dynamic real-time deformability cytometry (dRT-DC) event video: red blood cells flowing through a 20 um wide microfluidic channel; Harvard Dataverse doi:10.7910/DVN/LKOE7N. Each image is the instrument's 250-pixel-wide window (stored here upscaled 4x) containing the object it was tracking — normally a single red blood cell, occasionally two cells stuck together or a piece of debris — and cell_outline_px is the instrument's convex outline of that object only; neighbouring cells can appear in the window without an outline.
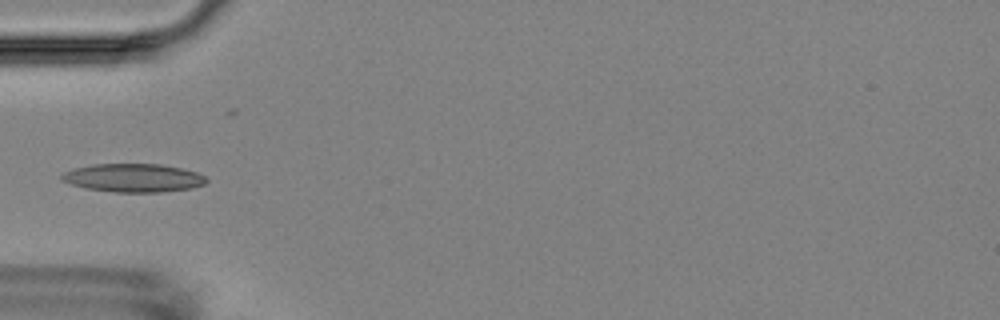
{"species": "Egyptian fruit bat (a non-hibernating species)", "species_latin": "Rousettus aegyptiacus", "temperature_condition": "room temperature", "stored_images_in_passage": 9, "camera_frame_rate_fps": 3000, "um_per_image_px": 0.085, "animal": {"sex": "female"}, "frame": {"image": 1, "passage_image": 1, "time_ms": 0.0, "image_size_px": [1000, 320], "cell_outline_px": [[208, 180], [204, 184], [192, 188], [160, 192], [112, 192], [84, 188], [60, 180], [60, 176], [64, 172], [72, 168], [92, 164], [160, 164], [184, 168], [196, 172], [204, 176]], "centroid_in_image_um": [11.31, 15.11], "position_along_channel_um": 73.7, "area_um2": 24.1}}
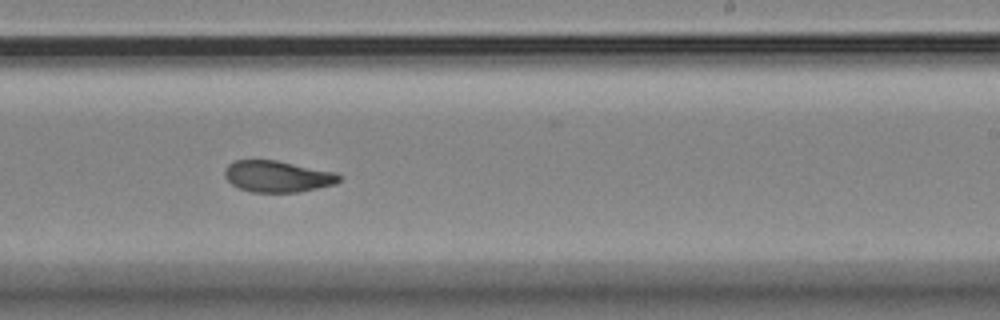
{"frame": {"image": 2, "passage_image": 6, "time_ms": 5.333, "image_size_px": [1000, 320], "cell_outline_px": [[340, 180], [336, 184], [300, 192], [252, 192], [240, 188], [232, 184], [224, 176], [224, 172], [228, 164], [236, 160], [276, 160], [336, 172], [340, 176]], "centroid_in_image_um": [23.6, 14.99], "position_along_channel_um": 265.4, "area_um2": 20.92}}
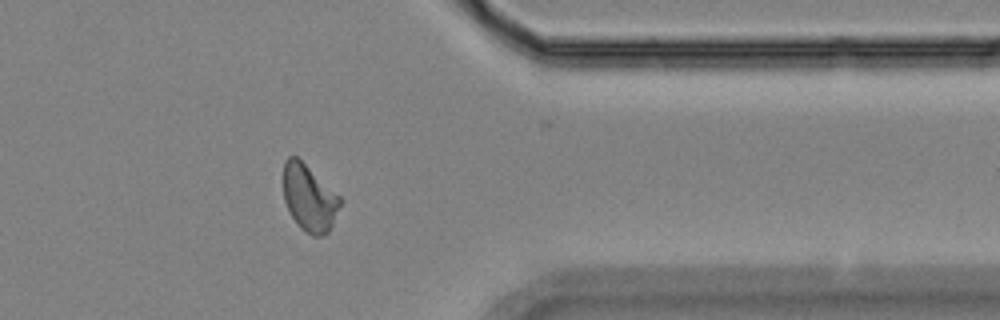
{"frame": {"image": 3, "passage_image": 9, "time_ms": 9.0, "image_size_px": [1000, 320], "cell_outline_px": [[344, 200], [328, 232], [320, 236], [312, 236], [304, 232], [296, 224], [284, 200], [284, 160], [288, 156], [296, 156], [340, 196]], "centroid_in_image_um": [26.3, 16.85], "position_along_channel_um": 385.1, "area_um2": 21.96}}